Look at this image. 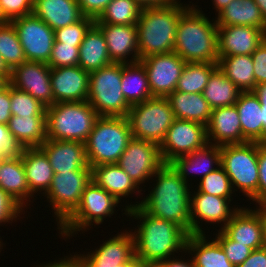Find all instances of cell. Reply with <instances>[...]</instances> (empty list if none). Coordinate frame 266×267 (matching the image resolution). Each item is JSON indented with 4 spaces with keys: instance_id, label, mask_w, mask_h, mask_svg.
Returning <instances> with one entry per match:
<instances>
[{
    "instance_id": "obj_39",
    "label": "cell",
    "mask_w": 266,
    "mask_h": 267,
    "mask_svg": "<svg viewBox=\"0 0 266 267\" xmlns=\"http://www.w3.org/2000/svg\"><path fill=\"white\" fill-rule=\"evenodd\" d=\"M217 63L187 62L177 82L176 91L202 93Z\"/></svg>"
},
{
    "instance_id": "obj_46",
    "label": "cell",
    "mask_w": 266,
    "mask_h": 267,
    "mask_svg": "<svg viewBox=\"0 0 266 267\" xmlns=\"http://www.w3.org/2000/svg\"><path fill=\"white\" fill-rule=\"evenodd\" d=\"M217 231L218 234H216L215 239L225 251L229 262L235 267L242 264L253 250L247 245L231 240L222 230Z\"/></svg>"
},
{
    "instance_id": "obj_3",
    "label": "cell",
    "mask_w": 266,
    "mask_h": 267,
    "mask_svg": "<svg viewBox=\"0 0 266 267\" xmlns=\"http://www.w3.org/2000/svg\"><path fill=\"white\" fill-rule=\"evenodd\" d=\"M197 5H190L180 16L174 52L185 62L217 63L218 25Z\"/></svg>"
},
{
    "instance_id": "obj_40",
    "label": "cell",
    "mask_w": 266,
    "mask_h": 267,
    "mask_svg": "<svg viewBox=\"0 0 266 267\" xmlns=\"http://www.w3.org/2000/svg\"><path fill=\"white\" fill-rule=\"evenodd\" d=\"M142 9L135 0H111L95 23L137 25Z\"/></svg>"
},
{
    "instance_id": "obj_29",
    "label": "cell",
    "mask_w": 266,
    "mask_h": 267,
    "mask_svg": "<svg viewBox=\"0 0 266 267\" xmlns=\"http://www.w3.org/2000/svg\"><path fill=\"white\" fill-rule=\"evenodd\" d=\"M206 234H189L186 240V253L192 255L195 267H235L229 262L219 242L207 240Z\"/></svg>"
},
{
    "instance_id": "obj_62",
    "label": "cell",
    "mask_w": 266,
    "mask_h": 267,
    "mask_svg": "<svg viewBox=\"0 0 266 267\" xmlns=\"http://www.w3.org/2000/svg\"><path fill=\"white\" fill-rule=\"evenodd\" d=\"M0 75L4 76L8 81L10 78V70L5 65L2 57L0 56Z\"/></svg>"
},
{
    "instance_id": "obj_67",
    "label": "cell",
    "mask_w": 266,
    "mask_h": 267,
    "mask_svg": "<svg viewBox=\"0 0 266 267\" xmlns=\"http://www.w3.org/2000/svg\"><path fill=\"white\" fill-rule=\"evenodd\" d=\"M3 245L5 246V244L2 243V239L0 238V253H1V249H3V247H4Z\"/></svg>"
},
{
    "instance_id": "obj_54",
    "label": "cell",
    "mask_w": 266,
    "mask_h": 267,
    "mask_svg": "<svg viewBox=\"0 0 266 267\" xmlns=\"http://www.w3.org/2000/svg\"><path fill=\"white\" fill-rule=\"evenodd\" d=\"M237 267H266V245L254 249L244 262Z\"/></svg>"
},
{
    "instance_id": "obj_4",
    "label": "cell",
    "mask_w": 266,
    "mask_h": 267,
    "mask_svg": "<svg viewBox=\"0 0 266 267\" xmlns=\"http://www.w3.org/2000/svg\"><path fill=\"white\" fill-rule=\"evenodd\" d=\"M180 1L142 9L137 22L139 59L174 51L178 21L190 6Z\"/></svg>"
},
{
    "instance_id": "obj_48",
    "label": "cell",
    "mask_w": 266,
    "mask_h": 267,
    "mask_svg": "<svg viewBox=\"0 0 266 267\" xmlns=\"http://www.w3.org/2000/svg\"><path fill=\"white\" fill-rule=\"evenodd\" d=\"M33 2L34 0H0L2 12L9 22L32 14Z\"/></svg>"
},
{
    "instance_id": "obj_10",
    "label": "cell",
    "mask_w": 266,
    "mask_h": 267,
    "mask_svg": "<svg viewBox=\"0 0 266 267\" xmlns=\"http://www.w3.org/2000/svg\"><path fill=\"white\" fill-rule=\"evenodd\" d=\"M132 137L158 145L175 120L167 98L153 97L132 105L127 114Z\"/></svg>"
},
{
    "instance_id": "obj_22",
    "label": "cell",
    "mask_w": 266,
    "mask_h": 267,
    "mask_svg": "<svg viewBox=\"0 0 266 267\" xmlns=\"http://www.w3.org/2000/svg\"><path fill=\"white\" fill-rule=\"evenodd\" d=\"M39 148L47 156L54 174L91 170L86 156V146L82 142L47 139Z\"/></svg>"
},
{
    "instance_id": "obj_50",
    "label": "cell",
    "mask_w": 266,
    "mask_h": 267,
    "mask_svg": "<svg viewBox=\"0 0 266 267\" xmlns=\"http://www.w3.org/2000/svg\"><path fill=\"white\" fill-rule=\"evenodd\" d=\"M254 65L255 86L266 82V39L251 54Z\"/></svg>"
},
{
    "instance_id": "obj_64",
    "label": "cell",
    "mask_w": 266,
    "mask_h": 267,
    "mask_svg": "<svg viewBox=\"0 0 266 267\" xmlns=\"http://www.w3.org/2000/svg\"><path fill=\"white\" fill-rule=\"evenodd\" d=\"M255 3L259 6L264 20L266 21V0H254Z\"/></svg>"
},
{
    "instance_id": "obj_23",
    "label": "cell",
    "mask_w": 266,
    "mask_h": 267,
    "mask_svg": "<svg viewBox=\"0 0 266 267\" xmlns=\"http://www.w3.org/2000/svg\"><path fill=\"white\" fill-rule=\"evenodd\" d=\"M206 133L208 144L219 147L247 143L242 135L240 117L235 105L212 109Z\"/></svg>"
},
{
    "instance_id": "obj_47",
    "label": "cell",
    "mask_w": 266,
    "mask_h": 267,
    "mask_svg": "<svg viewBox=\"0 0 266 267\" xmlns=\"http://www.w3.org/2000/svg\"><path fill=\"white\" fill-rule=\"evenodd\" d=\"M24 147L9 131L8 125L0 123V157L17 158L23 153Z\"/></svg>"
},
{
    "instance_id": "obj_26",
    "label": "cell",
    "mask_w": 266,
    "mask_h": 267,
    "mask_svg": "<svg viewBox=\"0 0 266 267\" xmlns=\"http://www.w3.org/2000/svg\"><path fill=\"white\" fill-rule=\"evenodd\" d=\"M33 14L53 30L77 23L84 17L76 0H34Z\"/></svg>"
},
{
    "instance_id": "obj_34",
    "label": "cell",
    "mask_w": 266,
    "mask_h": 267,
    "mask_svg": "<svg viewBox=\"0 0 266 267\" xmlns=\"http://www.w3.org/2000/svg\"><path fill=\"white\" fill-rule=\"evenodd\" d=\"M102 31L94 24L79 46L78 65L91 72L112 64Z\"/></svg>"
},
{
    "instance_id": "obj_32",
    "label": "cell",
    "mask_w": 266,
    "mask_h": 267,
    "mask_svg": "<svg viewBox=\"0 0 266 267\" xmlns=\"http://www.w3.org/2000/svg\"><path fill=\"white\" fill-rule=\"evenodd\" d=\"M238 110L243 138L247 142L263 143L262 109L252 92H241L234 104Z\"/></svg>"
},
{
    "instance_id": "obj_49",
    "label": "cell",
    "mask_w": 266,
    "mask_h": 267,
    "mask_svg": "<svg viewBox=\"0 0 266 267\" xmlns=\"http://www.w3.org/2000/svg\"><path fill=\"white\" fill-rule=\"evenodd\" d=\"M21 212L25 210L0 187V226L17 221Z\"/></svg>"
},
{
    "instance_id": "obj_7",
    "label": "cell",
    "mask_w": 266,
    "mask_h": 267,
    "mask_svg": "<svg viewBox=\"0 0 266 267\" xmlns=\"http://www.w3.org/2000/svg\"><path fill=\"white\" fill-rule=\"evenodd\" d=\"M220 151L221 166L229 176L234 192L239 189L248 200L258 202L259 143L224 145L220 146Z\"/></svg>"
},
{
    "instance_id": "obj_25",
    "label": "cell",
    "mask_w": 266,
    "mask_h": 267,
    "mask_svg": "<svg viewBox=\"0 0 266 267\" xmlns=\"http://www.w3.org/2000/svg\"><path fill=\"white\" fill-rule=\"evenodd\" d=\"M21 158L29 187L30 205L32 202L30 198H34L37 192L43 194L42 196L47 193L52 184L54 172L47 156L39 147L24 148Z\"/></svg>"
},
{
    "instance_id": "obj_52",
    "label": "cell",
    "mask_w": 266,
    "mask_h": 267,
    "mask_svg": "<svg viewBox=\"0 0 266 267\" xmlns=\"http://www.w3.org/2000/svg\"><path fill=\"white\" fill-rule=\"evenodd\" d=\"M258 202L266 199V143H259L258 154Z\"/></svg>"
},
{
    "instance_id": "obj_11",
    "label": "cell",
    "mask_w": 266,
    "mask_h": 267,
    "mask_svg": "<svg viewBox=\"0 0 266 267\" xmlns=\"http://www.w3.org/2000/svg\"><path fill=\"white\" fill-rule=\"evenodd\" d=\"M91 182V170H76L56 173L44 195L54 210L57 227L79 205L85 187ZM49 199V200H48Z\"/></svg>"
},
{
    "instance_id": "obj_21",
    "label": "cell",
    "mask_w": 266,
    "mask_h": 267,
    "mask_svg": "<svg viewBox=\"0 0 266 267\" xmlns=\"http://www.w3.org/2000/svg\"><path fill=\"white\" fill-rule=\"evenodd\" d=\"M95 25L105 37L108 55L112 62L124 64L139 62L136 25L106 23H95Z\"/></svg>"
},
{
    "instance_id": "obj_41",
    "label": "cell",
    "mask_w": 266,
    "mask_h": 267,
    "mask_svg": "<svg viewBox=\"0 0 266 267\" xmlns=\"http://www.w3.org/2000/svg\"><path fill=\"white\" fill-rule=\"evenodd\" d=\"M0 56L10 71L27 61L16 29L11 22L0 25Z\"/></svg>"
},
{
    "instance_id": "obj_28",
    "label": "cell",
    "mask_w": 266,
    "mask_h": 267,
    "mask_svg": "<svg viewBox=\"0 0 266 267\" xmlns=\"http://www.w3.org/2000/svg\"><path fill=\"white\" fill-rule=\"evenodd\" d=\"M169 164L188 183V177L193 176L189 174L198 173L203 178L221 165L220 147L207 144L202 149L175 158Z\"/></svg>"
},
{
    "instance_id": "obj_16",
    "label": "cell",
    "mask_w": 266,
    "mask_h": 267,
    "mask_svg": "<svg viewBox=\"0 0 266 267\" xmlns=\"http://www.w3.org/2000/svg\"><path fill=\"white\" fill-rule=\"evenodd\" d=\"M231 201L233 198H221L194 191L190 195L191 234H205V229L202 228L204 221L213 225L219 223L222 226L220 230L223 229L239 208H242L240 205L231 206Z\"/></svg>"
},
{
    "instance_id": "obj_63",
    "label": "cell",
    "mask_w": 266,
    "mask_h": 267,
    "mask_svg": "<svg viewBox=\"0 0 266 267\" xmlns=\"http://www.w3.org/2000/svg\"><path fill=\"white\" fill-rule=\"evenodd\" d=\"M262 109V125H263V143H266V106H261Z\"/></svg>"
},
{
    "instance_id": "obj_18",
    "label": "cell",
    "mask_w": 266,
    "mask_h": 267,
    "mask_svg": "<svg viewBox=\"0 0 266 267\" xmlns=\"http://www.w3.org/2000/svg\"><path fill=\"white\" fill-rule=\"evenodd\" d=\"M123 230L120 234L105 240L103 244L85 254H76L84 267H115L135 256L134 237L131 231Z\"/></svg>"
},
{
    "instance_id": "obj_43",
    "label": "cell",
    "mask_w": 266,
    "mask_h": 267,
    "mask_svg": "<svg viewBox=\"0 0 266 267\" xmlns=\"http://www.w3.org/2000/svg\"><path fill=\"white\" fill-rule=\"evenodd\" d=\"M12 116H46V106L29 93L10 85Z\"/></svg>"
},
{
    "instance_id": "obj_66",
    "label": "cell",
    "mask_w": 266,
    "mask_h": 267,
    "mask_svg": "<svg viewBox=\"0 0 266 267\" xmlns=\"http://www.w3.org/2000/svg\"><path fill=\"white\" fill-rule=\"evenodd\" d=\"M9 81L0 75V91L8 85Z\"/></svg>"
},
{
    "instance_id": "obj_33",
    "label": "cell",
    "mask_w": 266,
    "mask_h": 267,
    "mask_svg": "<svg viewBox=\"0 0 266 267\" xmlns=\"http://www.w3.org/2000/svg\"><path fill=\"white\" fill-rule=\"evenodd\" d=\"M218 26L244 25L266 32V21L254 0H232L215 17Z\"/></svg>"
},
{
    "instance_id": "obj_1",
    "label": "cell",
    "mask_w": 266,
    "mask_h": 267,
    "mask_svg": "<svg viewBox=\"0 0 266 267\" xmlns=\"http://www.w3.org/2000/svg\"><path fill=\"white\" fill-rule=\"evenodd\" d=\"M156 178L146 198L130 205L126 204L123 215L136 206L148 214L181 226L191 234L190 186L170 164H164L153 176Z\"/></svg>"
},
{
    "instance_id": "obj_31",
    "label": "cell",
    "mask_w": 266,
    "mask_h": 267,
    "mask_svg": "<svg viewBox=\"0 0 266 267\" xmlns=\"http://www.w3.org/2000/svg\"><path fill=\"white\" fill-rule=\"evenodd\" d=\"M0 187L22 208L27 209L29 206V187L21 156L4 158L1 161Z\"/></svg>"
},
{
    "instance_id": "obj_14",
    "label": "cell",
    "mask_w": 266,
    "mask_h": 267,
    "mask_svg": "<svg viewBox=\"0 0 266 267\" xmlns=\"http://www.w3.org/2000/svg\"><path fill=\"white\" fill-rule=\"evenodd\" d=\"M27 61L48 64L55 41L54 30L33 13L12 20Z\"/></svg>"
},
{
    "instance_id": "obj_20",
    "label": "cell",
    "mask_w": 266,
    "mask_h": 267,
    "mask_svg": "<svg viewBox=\"0 0 266 267\" xmlns=\"http://www.w3.org/2000/svg\"><path fill=\"white\" fill-rule=\"evenodd\" d=\"M218 56L251 55L266 39L262 29L228 25L218 26Z\"/></svg>"
},
{
    "instance_id": "obj_17",
    "label": "cell",
    "mask_w": 266,
    "mask_h": 267,
    "mask_svg": "<svg viewBox=\"0 0 266 267\" xmlns=\"http://www.w3.org/2000/svg\"><path fill=\"white\" fill-rule=\"evenodd\" d=\"M9 84L29 93L48 107L54 104L51 67L41 62L26 61L10 71Z\"/></svg>"
},
{
    "instance_id": "obj_45",
    "label": "cell",
    "mask_w": 266,
    "mask_h": 267,
    "mask_svg": "<svg viewBox=\"0 0 266 267\" xmlns=\"http://www.w3.org/2000/svg\"><path fill=\"white\" fill-rule=\"evenodd\" d=\"M94 24V19L83 17L77 23L54 30L55 41L64 44H81L86 33Z\"/></svg>"
},
{
    "instance_id": "obj_59",
    "label": "cell",
    "mask_w": 266,
    "mask_h": 267,
    "mask_svg": "<svg viewBox=\"0 0 266 267\" xmlns=\"http://www.w3.org/2000/svg\"><path fill=\"white\" fill-rule=\"evenodd\" d=\"M252 92L258 97L261 106H266V82L256 84Z\"/></svg>"
},
{
    "instance_id": "obj_51",
    "label": "cell",
    "mask_w": 266,
    "mask_h": 267,
    "mask_svg": "<svg viewBox=\"0 0 266 267\" xmlns=\"http://www.w3.org/2000/svg\"><path fill=\"white\" fill-rule=\"evenodd\" d=\"M84 17L97 20L111 0H76Z\"/></svg>"
},
{
    "instance_id": "obj_60",
    "label": "cell",
    "mask_w": 266,
    "mask_h": 267,
    "mask_svg": "<svg viewBox=\"0 0 266 267\" xmlns=\"http://www.w3.org/2000/svg\"><path fill=\"white\" fill-rule=\"evenodd\" d=\"M115 267H149V266L143 264L136 256H134L131 260L126 261Z\"/></svg>"
},
{
    "instance_id": "obj_8",
    "label": "cell",
    "mask_w": 266,
    "mask_h": 267,
    "mask_svg": "<svg viewBox=\"0 0 266 267\" xmlns=\"http://www.w3.org/2000/svg\"><path fill=\"white\" fill-rule=\"evenodd\" d=\"M119 203L120 201L113 195L91 180L82 193L79 205L58 226V233L67 239L74 237L80 231L83 233L85 230H90L93 224L98 226L104 222L106 217L113 216Z\"/></svg>"
},
{
    "instance_id": "obj_12",
    "label": "cell",
    "mask_w": 266,
    "mask_h": 267,
    "mask_svg": "<svg viewBox=\"0 0 266 267\" xmlns=\"http://www.w3.org/2000/svg\"><path fill=\"white\" fill-rule=\"evenodd\" d=\"M208 144L206 126L199 122L175 119L159 145L164 164L204 148Z\"/></svg>"
},
{
    "instance_id": "obj_65",
    "label": "cell",
    "mask_w": 266,
    "mask_h": 267,
    "mask_svg": "<svg viewBox=\"0 0 266 267\" xmlns=\"http://www.w3.org/2000/svg\"><path fill=\"white\" fill-rule=\"evenodd\" d=\"M9 21L6 19L5 15L2 12V7L0 3V25L7 24Z\"/></svg>"
},
{
    "instance_id": "obj_35",
    "label": "cell",
    "mask_w": 266,
    "mask_h": 267,
    "mask_svg": "<svg viewBox=\"0 0 266 267\" xmlns=\"http://www.w3.org/2000/svg\"><path fill=\"white\" fill-rule=\"evenodd\" d=\"M8 128L24 148L40 147L47 140L46 116H12Z\"/></svg>"
},
{
    "instance_id": "obj_58",
    "label": "cell",
    "mask_w": 266,
    "mask_h": 267,
    "mask_svg": "<svg viewBox=\"0 0 266 267\" xmlns=\"http://www.w3.org/2000/svg\"><path fill=\"white\" fill-rule=\"evenodd\" d=\"M255 205L257 208L255 207L254 210L258 213V215L261 218L262 225H263V231H264V238L266 241V199L259 201V202H256Z\"/></svg>"
},
{
    "instance_id": "obj_55",
    "label": "cell",
    "mask_w": 266,
    "mask_h": 267,
    "mask_svg": "<svg viewBox=\"0 0 266 267\" xmlns=\"http://www.w3.org/2000/svg\"><path fill=\"white\" fill-rule=\"evenodd\" d=\"M178 258H176V256L173 258L169 257L165 260H161L158 262H155L153 264H151L149 267H195L194 266V261L193 258L190 257V259L187 258V260L182 259L179 256H177Z\"/></svg>"
},
{
    "instance_id": "obj_24",
    "label": "cell",
    "mask_w": 266,
    "mask_h": 267,
    "mask_svg": "<svg viewBox=\"0 0 266 267\" xmlns=\"http://www.w3.org/2000/svg\"><path fill=\"white\" fill-rule=\"evenodd\" d=\"M221 230L231 240L247 245L252 250L266 245L261 218L252 208H239Z\"/></svg>"
},
{
    "instance_id": "obj_44",
    "label": "cell",
    "mask_w": 266,
    "mask_h": 267,
    "mask_svg": "<svg viewBox=\"0 0 266 267\" xmlns=\"http://www.w3.org/2000/svg\"><path fill=\"white\" fill-rule=\"evenodd\" d=\"M80 45L54 41L48 65L51 68L78 66Z\"/></svg>"
},
{
    "instance_id": "obj_37",
    "label": "cell",
    "mask_w": 266,
    "mask_h": 267,
    "mask_svg": "<svg viewBox=\"0 0 266 267\" xmlns=\"http://www.w3.org/2000/svg\"><path fill=\"white\" fill-rule=\"evenodd\" d=\"M218 68L241 92L255 89L254 65L251 55L219 56Z\"/></svg>"
},
{
    "instance_id": "obj_56",
    "label": "cell",
    "mask_w": 266,
    "mask_h": 267,
    "mask_svg": "<svg viewBox=\"0 0 266 267\" xmlns=\"http://www.w3.org/2000/svg\"><path fill=\"white\" fill-rule=\"evenodd\" d=\"M60 260L49 261L45 264L36 265V267H84L82 261L74 254L71 256L62 257Z\"/></svg>"
},
{
    "instance_id": "obj_2",
    "label": "cell",
    "mask_w": 266,
    "mask_h": 267,
    "mask_svg": "<svg viewBox=\"0 0 266 267\" xmlns=\"http://www.w3.org/2000/svg\"><path fill=\"white\" fill-rule=\"evenodd\" d=\"M129 216L139 223L132 234L135 256L143 264L150 266L186 250L189 234L176 223L152 216L140 206L129 209Z\"/></svg>"
},
{
    "instance_id": "obj_6",
    "label": "cell",
    "mask_w": 266,
    "mask_h": 267,
    "mask_svg": "<svg viewBox=\"0 0 266 267\" xmlns=\"http://www.w3.org/2000/svg\"><path fill=\"white\" fill-rule=\"evenodd\" d=\"M98 114L90 103L59 102L46 107L48 140L78 141L86 143Z\"/></svg>"
},
{
    "instance_id": "obj_42",
    "label": "cell",
    "mask_w": 266,
    "mask_h": 267,
    "mask_svg": "<svg viewBox=\"0 0 266 267\" xmlns=\"http://www.w3.org/2000/svg\"><path fill=\"white\" fill-rule=\"evenodd\" d=\"M197 188L198 192L215 195L221 198H233L234 196L232 195L234 194V190L229 176L221 165L203 178L200 177Z\"/></svg>"
},
{
    "instance_id": "obj_38",
    "label": "cell",
    "mask_w": 266,
    "mask_h": 267,
    "mask_svg": "<svg viewBox=\"0 0 266 267\" xmlns=\"http://www.w3.org/2000/svg\"><path fill=\"white\" fill-rule=\"evenodd\" d=\"M240 93V89L218 67L211 73L202 92L212 109L234 105Z\"/></svg>"
},
{
    "instance_id": "obj_19",
    "label": "cell",
    "mask_w": 266,
    "mask_h": 267,
    "mask_svg": "<svg viewBox=\"0 0 266 267\" xmlns=\"http://www.w3.org/2000/svg\"><path fill=\"white\" fill-rule=\"evenodd\" d=\"M89 83V72L79 65L51 68L54 104L87 100Z\"/></svg>"
},
{
    "instance_id": "obj_13",
    "label": "cell",
    "mask_w": 266,
    "mask_h": 267,
    "mask_svg": "<svg viewBox=\"0 0 266 267\" xmlns=\"http://www.w3.org/2000/svg\"><path fill=\"white\" fill-rule=\"evenodd\" d=\"M117 165L139 187L146 183L145 181L152 180V177L164 165V162L158 144L132 137Z\"/></svg>"
},
{
    "instance_id": "obj_61",
    "label": "cell",
    "mask_w": 266,
    "mask_h": 267,
    "mask_svg": "<svg viewBox=\"0 0 266 267\" xmlns=\"http://www.w3.org/2000/svg\"><path fill=\"white\" fill-rule=\"evenodd\" d=\"M212 3H213V6L217 12V14L222 10L224 9L225 7L228 6V4L232 1V0H211Z\"/></svg>"
},
{
    "instance_id": "obj_57",
    "label": "cell",
    "mask_w": 266,
    "mask_h": 267,
    "mask_svg": "<svg viewBox=\"0 0 266 267\" xmlns=\"http://www.w3.org/2000/svg\"><path fill=\"white\" fill-rule=\"evenodd\" d=\"M142 8L145 7H160L175 3L179 0H135Z\"/></svg>"
},
{
    "instance_id": "obj_5",
    "label": "cell",
    "mask_w": 266,
    "mask_h": 267,
    "mask_svg": "<svg viewBox=\"0 0 266 267\" xmlns=\"http://www.w3.org/2000/svg\"><path fill=\"white\" fill-rule=\"evenodd\" d=\"M131 139L127 117L99 116L85 143L89 166L117 164Z\"/></svg>"
},
{
    "instance_id": "obj_30",
    "label": "cell",
    "mask_w": 266,
    "mask_h": 267,
    "mask_svg": "<svg viewBox=\"0 0 266 267\" xmlns=\"http://www.w3.org/2000/svg\"><path fill=\"white\" fill-rule=\"evenodd\" d=\"M171 105L175 119L208 124L212 108L202 93L174 91L166 97Z\"/></svg>"
},
{
    "instance_id": "obj_36",
    "label": "cell",
    "mask_w": 266,
    "mask_h": 267,
    "mask_svg": "<svg viewBox=\"0 0 266 267\" xmlns=\"http://www.w3.org/2000/svg\"><path fill=\"white\" fill-rule=\"evenodd\" d=\"M121 84L124 98L130 106L153 98L145 68L140 62L122 63Z\"/></svg>"
},
{
    "instance_id": "obj_53",
    "label": "cell",
    "mask_w": 266,
    "mask_h": 267,
    "mask_svg": "<svg viewBox=\"0 0 266 267\" xmlns=\"http://www.w3.org/2000/svg\"><path fill=\"white\" fill-rule=\"evenodd\" d=\"M11 114L10 84L0 91V123L8 125Z\"/></svg>"
},
{
    "instance_id": "obj_27",
    "label": "cell",
    "mask_w": 266,
    "mask_h": 267,
    "mask_svg": "<svg viewBox=\"0 0 266 267\" xmlns=\"http://www.w3.org/2000/svg\"><path fill=\"white\" fill-rule=\"evenodd\" d=\"M91 180L99 187L105 189L121 202L122 198H127L134 193L143 191L138 187L129 175L117 164L97 165L91 168Z\"/></svg>"
},
{
    "instance_id": "obj_9",
    "label": "cell",
    "mask_w": 266,
    "mask_h": 267,
    "mask_svg": "<svg viewBox=\"0 0 266 267\" xmlns=\"http://www.w3.org/2000/svg\"><path fill=\"white\" fill-rule=\"evenodd\" d=\"M122 63H112L89 72L87 101L98 116L126 117L130 105L126 102L122 87Z\"/></svg>"
},
{
    "instance_id": "obj_15",
    "label": "cell",
    "mask_w": 266,
    "mask_h": 267,
    "mask_svg": "<svg viewBox=\"0 0 266 267\" xmlns=\"http://www.w3.org/2000/svg\"><path fill=\"white\" fill-rule=\"evenodd\" d=\"M139 62L145 68L152 96L161 98L175 91L187 63L174 51L152 55Z\"/></svg>"
}]
</instances>
